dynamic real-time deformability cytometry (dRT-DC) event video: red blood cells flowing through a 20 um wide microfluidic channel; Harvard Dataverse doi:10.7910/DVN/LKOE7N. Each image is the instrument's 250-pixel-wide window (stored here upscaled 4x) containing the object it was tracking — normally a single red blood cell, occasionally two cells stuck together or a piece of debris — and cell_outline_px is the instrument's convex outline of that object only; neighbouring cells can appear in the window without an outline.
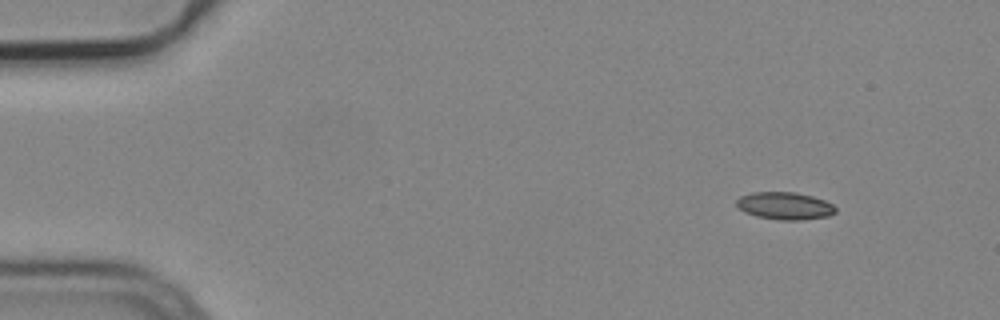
{"species": "common noctule bat (a hibernating species)", "species_latin": "Nyctalus noctula", "temperature_condition": "cold", "stored_images_in_passage": 4, "camera_frame_rate_fps": 3000, "um_per_image_px": 0.085, "animal": {"sex": "male", "body_mass_g": 19.2, "forearm_length_mm": 51.8}, "frame": {"image": 1, "passage_image": 1, "time_ms": 0.0, "image_size_px": [1000, 320], "cell_outline_px": [[836, 212], [828, 216], [804, 220], [780, 220], [756, 216], [744, 212], [736, 204], [736, 200], [740, 196], [752, 192], [796, 192], [812, 196], [824, 200], [832, 204], [836, 208]], "centroid_in_image_um": [66.71, 17.49], "position_along_channel_um": 18.3, "area_um2": 15.9}}
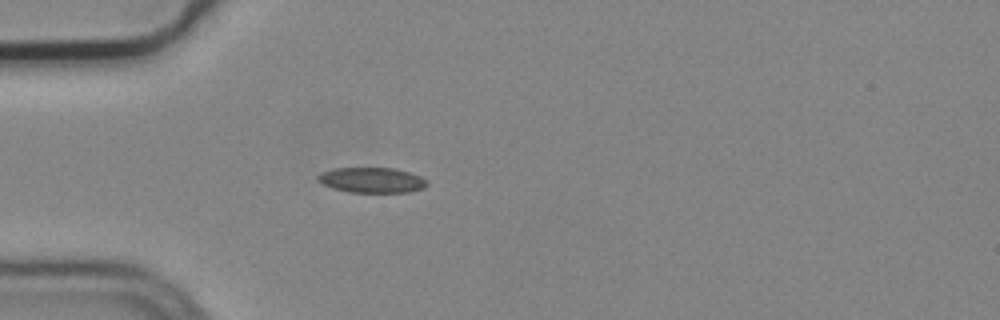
{"frame": {"image": 2, "passage_image": 4, "time_ms": 1.0, "image_size_px": [1000, 320], "cell_outline_px": [[428, 184], [424, 188], [408, 192], [348, 192], [332, 188], [316, 180], [316, 176], [320, 172], [332, 168], [396, 168], [420, 176], [428, 180]], "centroid_in_image_um": [31.58, 15.3], "position_along_channel_um": 53.4, "area_um2": 16.24}}